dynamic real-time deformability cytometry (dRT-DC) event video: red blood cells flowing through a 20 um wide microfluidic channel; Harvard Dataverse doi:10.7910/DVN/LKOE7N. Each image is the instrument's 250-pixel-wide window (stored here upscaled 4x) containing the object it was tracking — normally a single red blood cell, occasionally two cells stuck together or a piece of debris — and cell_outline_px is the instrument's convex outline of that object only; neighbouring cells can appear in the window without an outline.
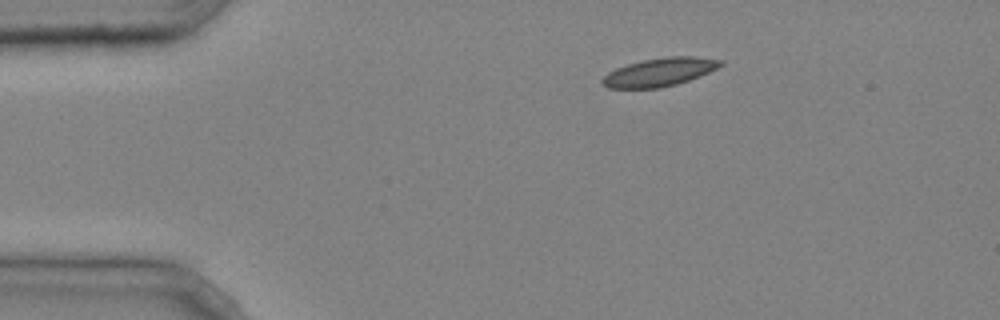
{"species": "common noctule bat (a hibernating species)", "species_latin": "Nyctalus noctula", "temperature_condition": "cold", "stored_images_in_passage": 4, "camera_frame_rate_fps": 3000, "um_per_image_px": 0.085, "animal": {"sex": "male", "body_mass_g": 20.4}, "frame": {"image": 1, "passage_image": 1, "time_ms": 0.0, "image_size_px": [1000, 320], "cell_outline_px": [[724, 64], [708, 72], [688, 80], [676, 84], [660, 88], [608, 88], [600, 80], [608, 72], [616, 68], [628, 64], [644, 60], [668, 56], [692, 56], [720, 60]], "centroid_in_image_um": [56.03, 6.13], "position_along_channel_um": 29.0, "area_um2": 19.19}}